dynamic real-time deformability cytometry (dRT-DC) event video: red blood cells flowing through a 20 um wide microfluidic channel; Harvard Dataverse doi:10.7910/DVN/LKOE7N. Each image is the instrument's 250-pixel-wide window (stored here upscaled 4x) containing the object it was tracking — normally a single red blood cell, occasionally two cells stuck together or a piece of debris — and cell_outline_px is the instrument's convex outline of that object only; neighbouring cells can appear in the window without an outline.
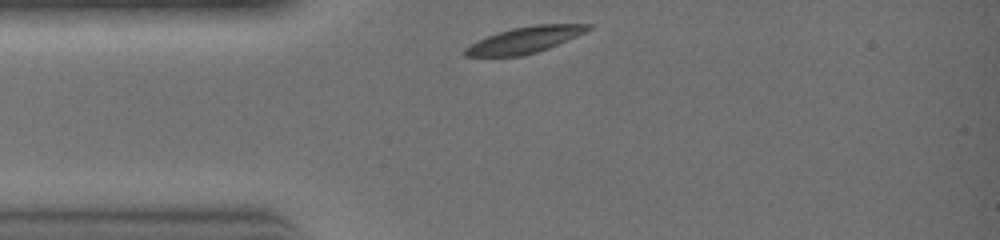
{"species": "common noctule bat (a hibernating species)", "species_latin": "Nyctalus noctula", "temperature_condition": "warm", "stored_images_in_passage": 20, "camera_frame_rate_fps": 3000, "um_per_image_px": 0.085, "animal": {"sex": "female", "body_mass_g": 19.0, "forearm_length_mm": 51.5}, "frame": {"image": 1, "passage_image": 1, "time_ms": 0.0, "image_size_px": [1000, 240], "cell_outline_px": [[592, 28], [576, 36], [548, 48], [536, 52], [520, 56], [464, 56], [464, 48], [476, 40], [512, 28], [536, 24], [592, 24]], "centroid_in_image_um": [44.58, 3.39], "position_along_channel_um": 40.4, "area_um2": 18.55}}
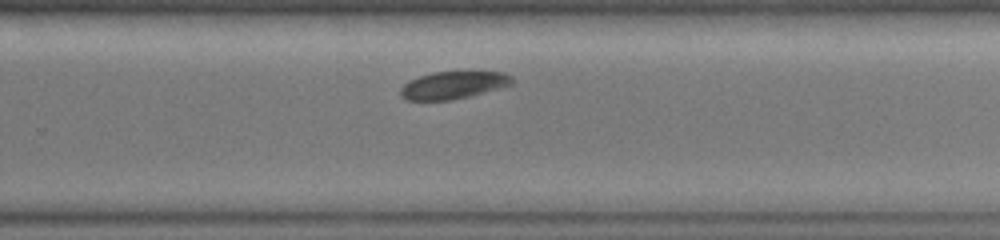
{"frame": {"image": 2, "passage_image": 14, "time_ms": 4.333, "image_size_px": [1000, 240], "cell_outline_px": [[516, 80], [512, 84], [484, 92], [452, 100], [404, 100], [400, 96], [400, 88], [408, 80], [432, 72], [504, 72], [512, 76]], "centroid_in_image_um": [38.5, 7.23], "position_along_channel_um": 291.3, "area_um2": 17.86}}
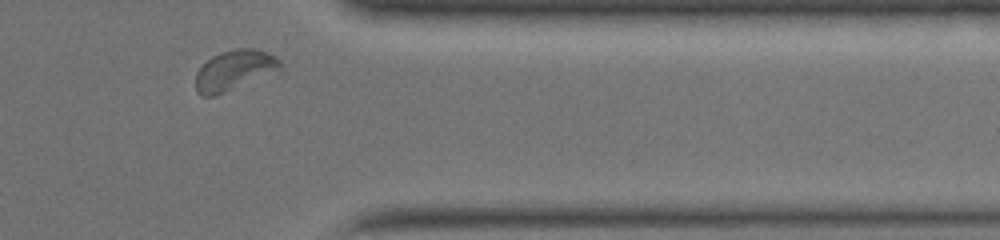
{"frame": {"image": 3, "passage_image": 19, "time_ms": 6.0, "image_size_px": [1000, 240], "cell_outline_px": [[280, 72], [216, 96], [204, 96], [196, 92], [196, 72], [212, 56], [220, 52], [236, 48], [252, 48], [276, 56], [280, 60]], "centroid_in_image_um": [19.95, 5.99], "position_along_channel_um": 391.5, "area_um2": 20.06}}